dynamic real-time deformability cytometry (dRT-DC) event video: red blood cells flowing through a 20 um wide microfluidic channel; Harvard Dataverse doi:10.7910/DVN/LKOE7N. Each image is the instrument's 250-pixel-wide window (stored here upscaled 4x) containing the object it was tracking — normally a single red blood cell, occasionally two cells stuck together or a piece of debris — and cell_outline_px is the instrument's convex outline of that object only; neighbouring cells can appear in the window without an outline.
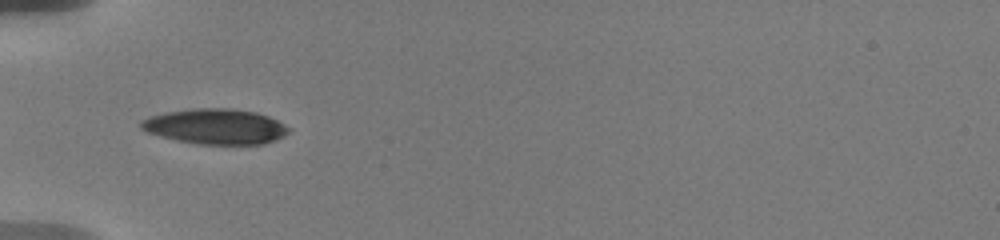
{"species": "human", "species_latin": "Homo sapiens", "temperature_condition": "warm", "stored_images_in_passage": 31, "camera_frame_rate_fps": 3000, "um_per_image_px": 0.085, "donor": {"sex": "male"}, "frame": {"image": 1, "passage_image": 1, "time_ms": 0.0, "image_size_px": [1000, 240], "cell_outline_px": [[288, 132], [284, 136], [264, 144], [200, 144], [176, 140], [160, 136], [148, 132], [140, 128], [140, 120], [148, 116], [164, 112], [196, 108], [232, 108], [256, 112], [268, 116], [284, 124], [288, 128]], "centroid_in_image_um": [18.28, 10.74], "position_along_channel_um": 66.7, "area_um2": 30.4}}
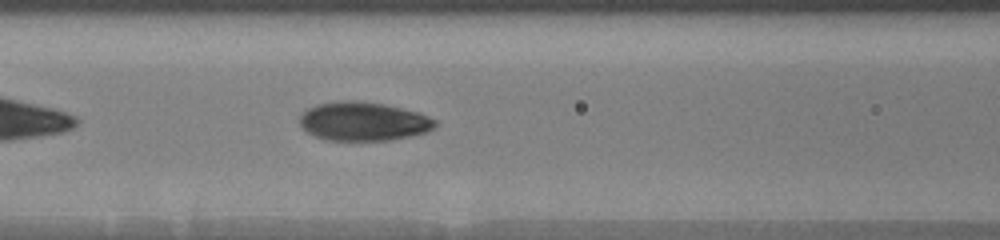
{"frame": {"image": 2, "passage_image": 7, "time_ms": 2.0, "image_size_px": [1000, 240], "cell_outline_px": [[436, 128], [428, 132], [412, 136], [392, 140], [328, 140], [316, 136], [308, 132], [300, 124], [300, 116], [308, 108], [316, 104], [340, 100], [360, 100], [384, 104], [420, 112], [436, 120]], "centroid_in_image_um": [30.94, 10.31], "position_along_channel_um": 135.7, "area_um2": 30.87}}
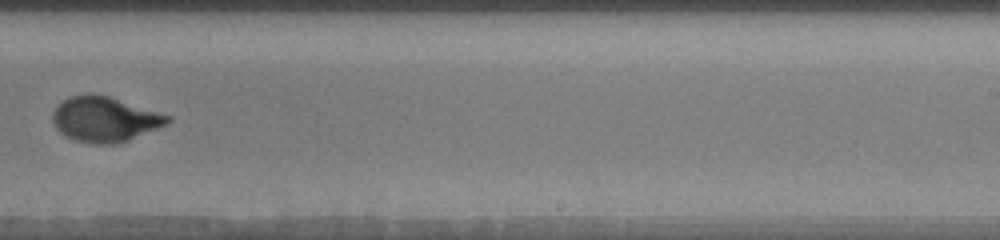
{"frame": {"image": 3, "passage_image": 16, "time_ms": 6.0, "image_size_px": [1000, 240], "cell_outline_px": [[172, 120], [168, 124], [128, 140], [112, 144], [96, 144], [76, 140], [60, 132], [56, 128], [52, 120], [52, 112], [68, 96], [84, 92], [96, 92], [172, 116]], "centroid_in_image_um": [8.91, 10.1], "position_along_channel_um": 280.1, "area_um2": 30.35}, "authors_computed_cell_mechanics": {"area_um2": 30.2294, "velocity_mm_per_s": 3.6128, "shape_relaxation_time_tau1_ms": 4.5043, "shape_relaxation_time_tau2_ms": 0.8353, "deformation_change_tau1": 0.195, "deformation_change_tau2": 0.0524}}